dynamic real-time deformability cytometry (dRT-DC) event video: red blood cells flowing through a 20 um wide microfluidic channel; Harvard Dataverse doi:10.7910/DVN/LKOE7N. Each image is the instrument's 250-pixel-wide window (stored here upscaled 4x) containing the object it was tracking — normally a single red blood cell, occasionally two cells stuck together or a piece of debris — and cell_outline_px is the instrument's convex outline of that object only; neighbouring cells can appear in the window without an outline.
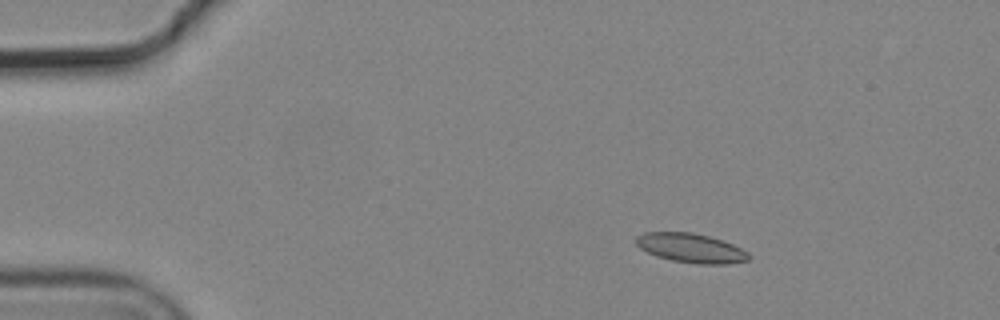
{"species": "common noctule bat (a hibernating species)", "species_latin": "Nyctalus noctula", "temperature_condition": "cold", "stored_images_in_passage": 5, "segment_of_instrument_passage": [1, 2], "camera_frame_rate_fps": 3000, "um_per_image_px": 0.085, "animal": {"sex": "male", "body_mass_g": 19.2, "forearm_length_mm": 51.8}, "frame": {"image": 1, "passage_image": 2, "time_ms": 0.333, "image_size_px": [1000, 320], "cell_outline_px": [[752, 256], [748, 260], [728, 264], [700, 264], [672, 260], [656, 256], [640, 248], [636, 244], [636, 236], [644, 232], [692, 232], [708, 236], [732, 244], [748, 252]], "centroid_in_image_um": [58.73, 21.08], "position_along_channel_um": 26.3, "area_um2": 19.13}}